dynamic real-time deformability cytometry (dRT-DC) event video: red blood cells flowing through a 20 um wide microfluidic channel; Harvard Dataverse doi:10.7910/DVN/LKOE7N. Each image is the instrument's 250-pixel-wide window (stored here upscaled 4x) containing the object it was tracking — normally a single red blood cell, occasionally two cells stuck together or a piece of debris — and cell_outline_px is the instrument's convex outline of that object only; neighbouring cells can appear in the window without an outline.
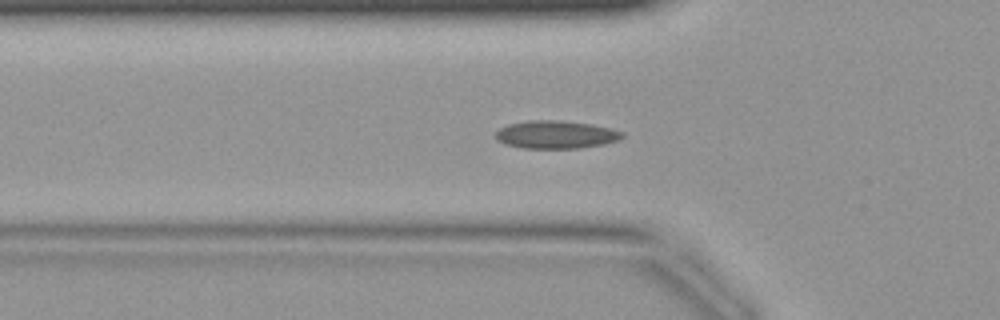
{"species": "common noctule bat (a hibernating species)", "species_latin": "Nyctalus noctula", "temperature_condition": "warm", "stored_images_in_passage": 36, "camera_frame_rate_fps": 3000, "um_per_image_px": 0.085, "animal": {"sex": "female", "body_mass_g": 19.9}, "frame": {"image": 1, "passage_image": 11, "time_ms": 3.333, "image_size_px": [1000, 320], "cell_outline_px": [[624, 136], [620, 140], [604, 144], [580, 148], [524, 148], [504, 144], [496, 140], [496, 132], [500, 128], [508, 124], [528, 120], [560, 120], [592, 124], [624, 132]], "centroid_in_image_um": [47.25, 11.44], "position_along_channel_um": 78.5, "area_um2": 20.69}}
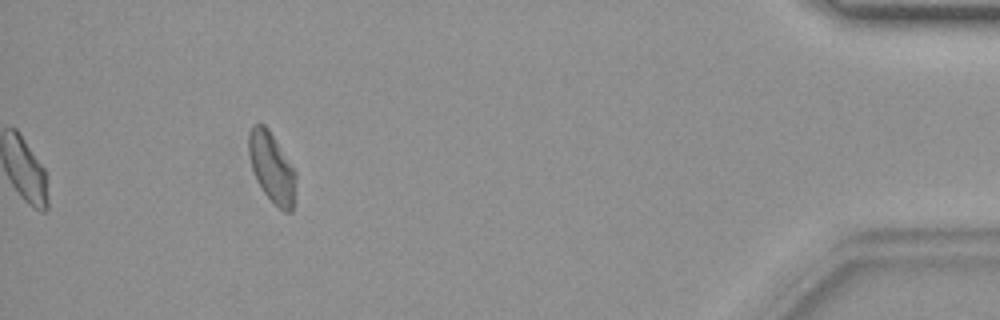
{"frame": {"image": 2, "passage_image": 36, "time_ms": 11.667, "image_size_px": [1000, 320], "cell_outline_px": [[296, 180], [292, 212], [284, 212], [264, 192], [256, 180], [252, 168], [248, 152], [248, 132], [252, 124], [264, 124], [268, 128], [296, 172]], "centroid_in_image_um": [23.09, 14.21], "position_along_channel_um": 412.1, "area_um2": 19.07}}